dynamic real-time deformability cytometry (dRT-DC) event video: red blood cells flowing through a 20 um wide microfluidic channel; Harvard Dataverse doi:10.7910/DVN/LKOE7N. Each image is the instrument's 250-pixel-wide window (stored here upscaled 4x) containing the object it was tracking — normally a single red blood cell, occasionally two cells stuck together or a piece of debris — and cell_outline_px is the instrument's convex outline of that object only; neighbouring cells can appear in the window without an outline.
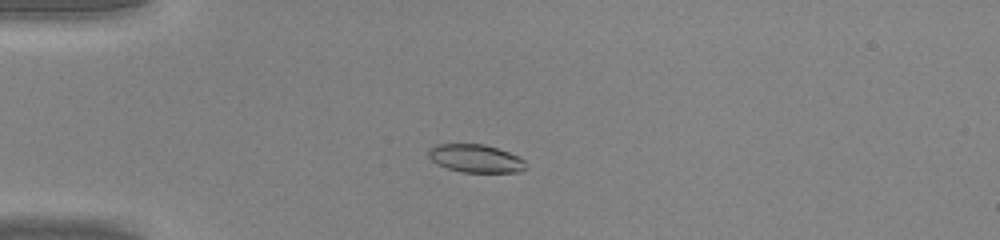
{"species": "common noctule bat (a hibernating species)", "species_latin": "Nyctalus noctula", "temperature_condition": "warm", "stored_images_in_passage": 38, "camera_frame_rate_fps": 3000, "um_per_image_px": 0.085, "animal": {"sex": "male", "body_mass_g": 20.0, "forearm_length_mm": 53.3}, "frame": {"image": 1, "passage_image": 5, "time_ms": 1.333, "image_size_px": [1000, 240], "cell_outline_px": [[528, 168], [520, 172], [460, 172], [436, 164], [428, 156], [428, 148], [436, 144], [484, 144], [520, 156], [524, 160]], "centroid_in_image_um": [40.44, 13.47], "position_along_channel_um": 44.6, "area_um2": 16.07}}
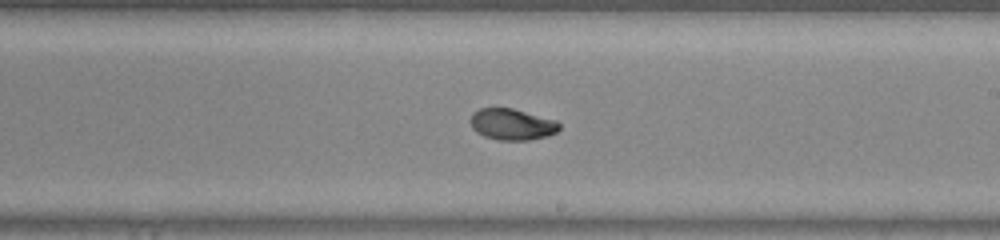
{"frame": {"image": 2, "passage_image": 20, "time_ms": 6.333, "image_size_px": [1000, 240], "cell_outline_px": [[560, 128], [556, 132], [548, 136], [528, 140], [496, 140], [484, 136], [476, 132], [472, 128], [472, 112], [480, 108], [512, 108], [556, 120], [560, 124]], "centroid_in_image_um": [43.53, 10.57], "position_along_channel_um": 245.5, "area_um2": 16.18}}
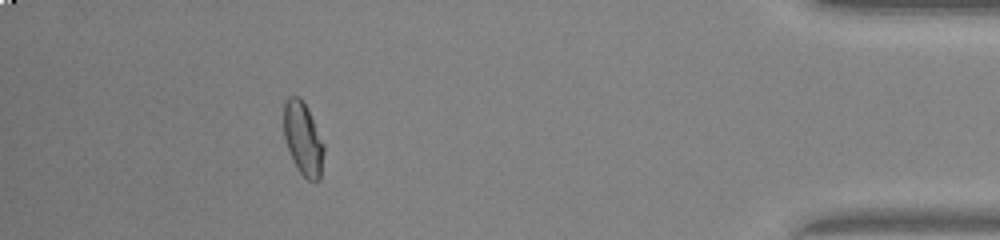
{"frame": {"image": 3, "passage_image": 34, "time_ms": 11.0, "image_size_px": [1000, 240], "cell_outline_px": [[324, 152], [320, 180], [308, 180], [296, 168], [288, 148], [284, 136], [284, 100], [288, 96], [300, 96], [324, 144]], "centroid_in_image_um": [25.75, 11.8], "position_along_channel_um": 409.5, "area_um2": 16.76}}